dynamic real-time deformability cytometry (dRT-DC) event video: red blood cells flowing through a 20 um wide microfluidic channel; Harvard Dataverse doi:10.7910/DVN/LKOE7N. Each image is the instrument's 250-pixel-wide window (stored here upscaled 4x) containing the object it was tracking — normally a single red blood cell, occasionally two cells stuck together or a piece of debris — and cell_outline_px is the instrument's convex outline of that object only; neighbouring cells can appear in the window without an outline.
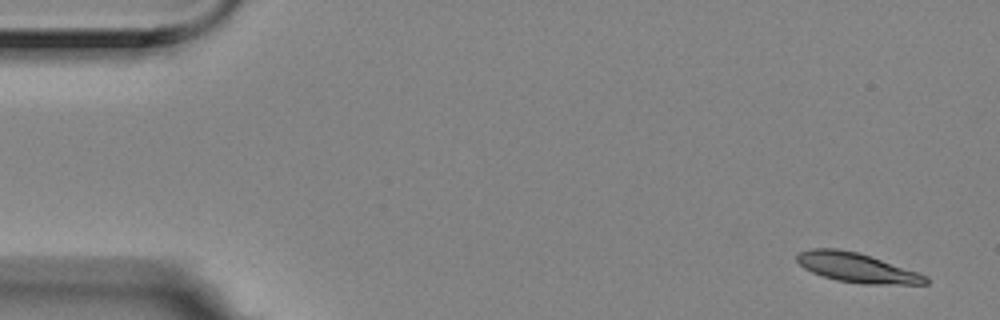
{"species": "Egyptian fruit bat (a non-hibernating species)", "species_latin": "Rousettus aegyptiacus", "temperature_condition": "room temperature", "stored_images_in_passage": 10, "camera_frame_rate_fps": 3000, "um_per_image_px": 0.085, "animal": {"sex": "female"}, "frame": {"image": 1, "passage_image": 1, "time_ms": 0.0, "image_size_px": [1000, 320], "cell_outline_px": [[928, 284], [860, 284], [836, 280], [812, 272], [804, 268], [796, 260], [796, 256], [800, 252], [812, 248], [836, 248], [856, 252], [928, 276]], "centroid_in_image_um": [72.79, 22.76], "position_along_channel_um": 12.2, "area_um2": 21.68}}
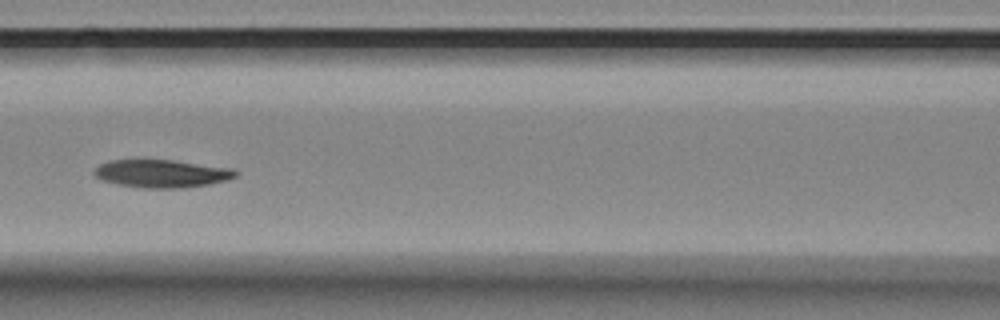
{"frame": {"image": 2, "passage_image": 6, "time_ms": 1.667, "image_size_px": [1000, 320], "cell_outline_px": [[240, 172], [236, 176], [228, 180], [208, 184], [180, 188], [144, 188], [120, 184], [100, 180], [92, 172], [100, 164], [108, 160], [172, 160], [236, 168]], "centroid_in_image_um": [13.79, 14.74], "position_along_channel_um": 152.8, "area_um2": 23.06}}
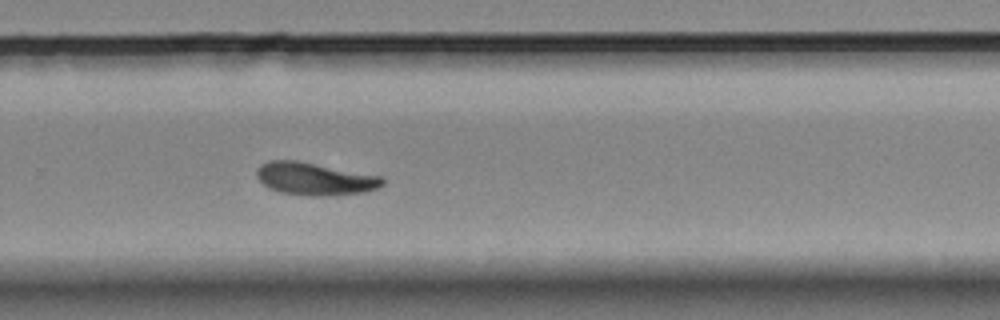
{"frame": {"image": 3, "passage_image": 10, "time_ms": 3.0, "image_size_px": [1000, 320], "cell_outline_px": [[384, 184], [380, 188], [364, 192], [332, 196], [308, 196], [280, 192], [268, 188], [256, 176], [256, 168], [260, 164], [268, 160], [296, 160], [384, 176]], "centroid_in_image_um": [26.78, 15.2], "position_along_channel_um": 303.0, "area_um2": 24.33}}